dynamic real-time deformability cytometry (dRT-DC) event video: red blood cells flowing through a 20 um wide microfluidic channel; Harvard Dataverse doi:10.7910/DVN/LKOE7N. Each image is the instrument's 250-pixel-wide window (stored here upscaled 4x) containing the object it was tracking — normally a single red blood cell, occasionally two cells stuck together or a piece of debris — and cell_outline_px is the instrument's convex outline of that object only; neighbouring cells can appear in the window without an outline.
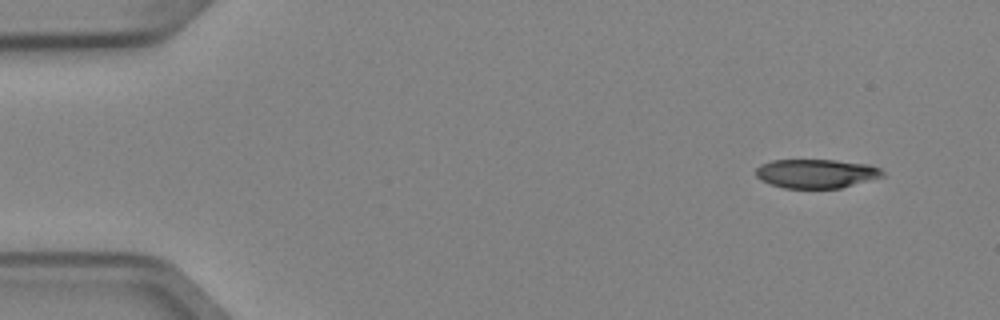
{"species": "Egyptian fruit bat (a non-hibernating species)", "species_latin": "Rousettus aegyptiacus", "temperature_condition": "cold", "stored_images_in_passage": 4, "camera_frame_rate_fps": 3000, "um_per_image_px": 0.085, "animal": {"sex": "female"}, "frame": {"image": 1, "passage_image": 1, "time_ms": 0.0, "image_size_px": [1000, 320], "cell_outline_px": [[884, 176], [840, 188], [784, 188], [760, 180], [756, 176], [756, 168], [760, 164], [772, 160], [836, 160], [868, 164], [880, 168], [884, 172]], "centroid_in_image_um": [69.37, 14.74], "position_along_channel_um": 15.6, "area_um2": 21.39}}
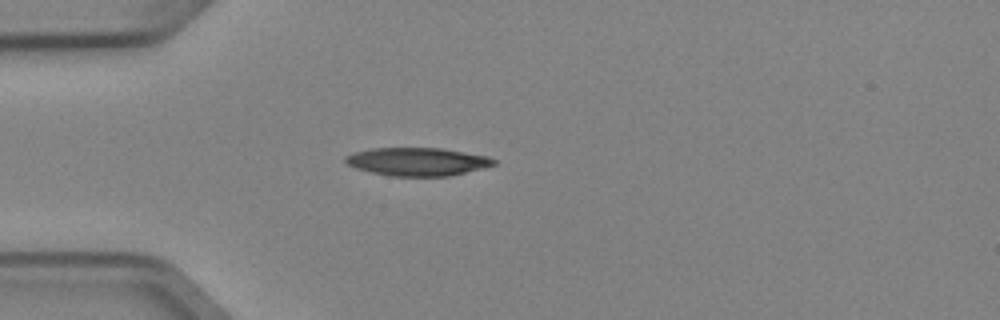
{"frame": {"image": 2, "passage_image": 4, "time_ms": 1.0, "image_size_px": [1000, 320], "cell_outline_px": [[496, 164], [484, 168], [448, 176], [388, 176], [356, 168], [348, 164], [344, 160], [344, 156], [352, 152], [372, 148], [440, 148], [488, 156], [496, 160]], "centroid_in_image_um": [35.46, 13.74], "position_along_channel_um": 49.5, "area_um2": 24.33}}